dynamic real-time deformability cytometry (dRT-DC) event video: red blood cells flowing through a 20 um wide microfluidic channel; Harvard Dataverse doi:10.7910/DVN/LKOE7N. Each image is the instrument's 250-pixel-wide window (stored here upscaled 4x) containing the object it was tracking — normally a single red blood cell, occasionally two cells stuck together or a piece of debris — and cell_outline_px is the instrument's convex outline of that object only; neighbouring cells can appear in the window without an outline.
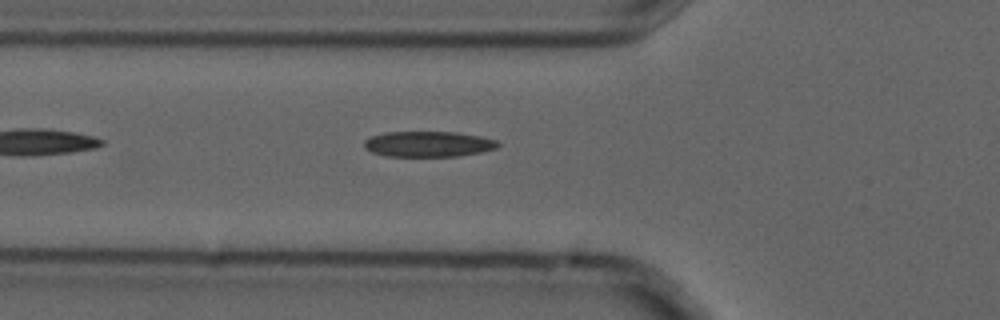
{"species": "common noctule bat (a hibernating species)", "species_latin": "Nyctalus noctula", "temperature_condition": "cold", "stored_images_in_passage": 5, "camera_frame_rate_fps": 3000, "um_per_image_px": 0.085, "animal": {"sex": "male", "forearm_length_mm": 52.5}, "frame": {"image": 1, "passage_image": 5, "time_ms": 1.333, "image_size_px": [1000, 320], "cell_outline_px": [[500, 144], [496, 148], [480, 152], [460, 156], [388, 156], [372, 152], [364, 148], [364, 140], [372, 136], [384, 132], [456, 132], [480, 136], [496, 140]], "centroid_in_image_um": [36.4, 12.24], "position_along_channel_um": 89.4, "area_um2": 19.88}}